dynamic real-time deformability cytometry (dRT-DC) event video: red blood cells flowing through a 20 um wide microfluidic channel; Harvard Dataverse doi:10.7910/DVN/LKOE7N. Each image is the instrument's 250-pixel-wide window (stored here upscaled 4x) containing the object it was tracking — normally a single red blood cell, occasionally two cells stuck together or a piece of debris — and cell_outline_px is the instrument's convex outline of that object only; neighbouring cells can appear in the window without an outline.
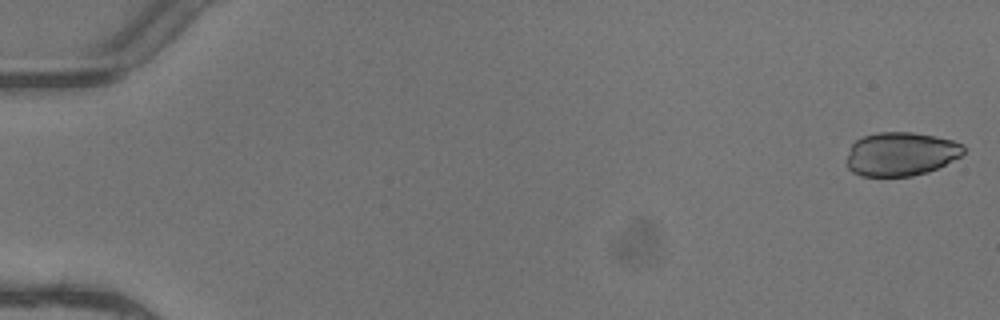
{"species": "common noctule bat (a hibernating species)", "species_latin": "Nyctalus noctula", "temperature_condition": "warm", "stored_images_in_passage": 5, "camera_frame_rate_fps": 3000, "um_per_image_px": 0.085, "animal": {"sex": "female"}, "frame": {"image": 1, "passage_image": 1, "time_ms": 0.0, "image_size_px": [1000, 320], "cell_outline_px": [[964, 152], [960, 156], [928, 172], [912, 176], [860, 176], [852, 172], [848, 168], [848, 156], [852, 144], [856, 140], [864, 136], [880, 132], [912, 132], [936, 136], [952, 140], [964, 144]], "centroid_in_image_um": [76.58, 13.09], "position_along_channel_um": 8.4, "area_um2": 29.65}}
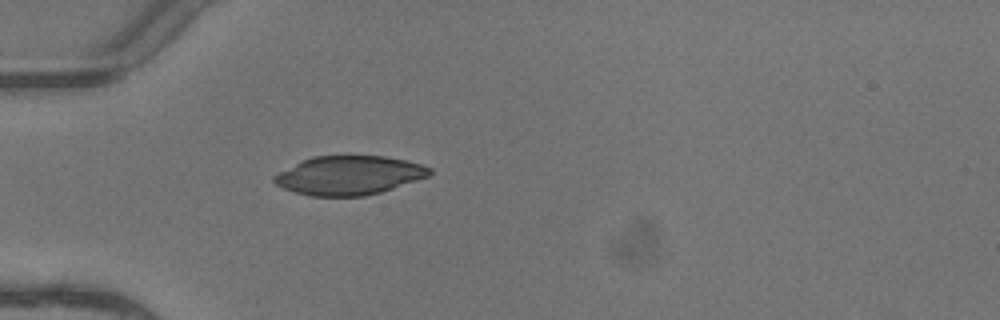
{"frame": {"image": 2, "passage_image": 5, "time_ms": 1.333, "image_size_px": [1000, 320], "cell_outline_px": [[432, 172], [428, 176], [380, 192], [364, 196], [312, 196], [296, 192], [284, 188], [276, 184], [272, 180], [272, 176], [312, 156], [384, 156], [424, 164], [432, 168]], "centroid_in_image_um": [29.69, 14.9], "position_along_channel_um": 55.3, "area_um2": 34.85}}